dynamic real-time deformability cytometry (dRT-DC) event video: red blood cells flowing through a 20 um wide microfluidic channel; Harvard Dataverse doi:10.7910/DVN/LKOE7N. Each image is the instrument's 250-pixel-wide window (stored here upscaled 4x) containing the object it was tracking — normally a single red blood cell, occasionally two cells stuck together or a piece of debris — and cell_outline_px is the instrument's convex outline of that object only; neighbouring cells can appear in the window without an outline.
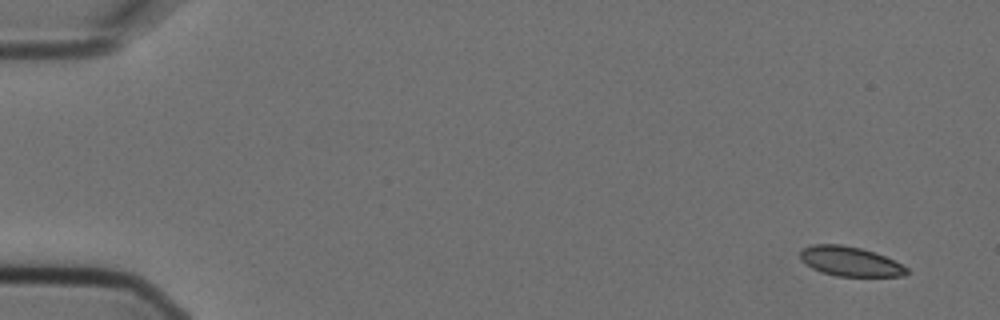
{"species": "Egyptian fruit bat (a non-hibernating species)", "species_latin": "Rousettus aegyptiacus", "temperature_condition": "cold", "stored_images_in_passage": 6, "camera_frame_rate_fps": 3000, "um_per_image_px": 0.085, "animal": {"sex": "female"}, "frame": {"image": 1, "passage_image": 1, "time_ms": 0.0, "image_size_px": [1000, 320], "cell_outline_px": [[908, 272], [904, 276], [836, 276], [820, 272], [804, 264], [800, 260], [800, 252], [804, 248], [812, 244], [840, 244], [860, 248], [884, 256], [908, 268]], "centroid_in_image_um": [72.2, 22.22], "position_along_channel_um": 12.8, "area_um2": 18.26}}